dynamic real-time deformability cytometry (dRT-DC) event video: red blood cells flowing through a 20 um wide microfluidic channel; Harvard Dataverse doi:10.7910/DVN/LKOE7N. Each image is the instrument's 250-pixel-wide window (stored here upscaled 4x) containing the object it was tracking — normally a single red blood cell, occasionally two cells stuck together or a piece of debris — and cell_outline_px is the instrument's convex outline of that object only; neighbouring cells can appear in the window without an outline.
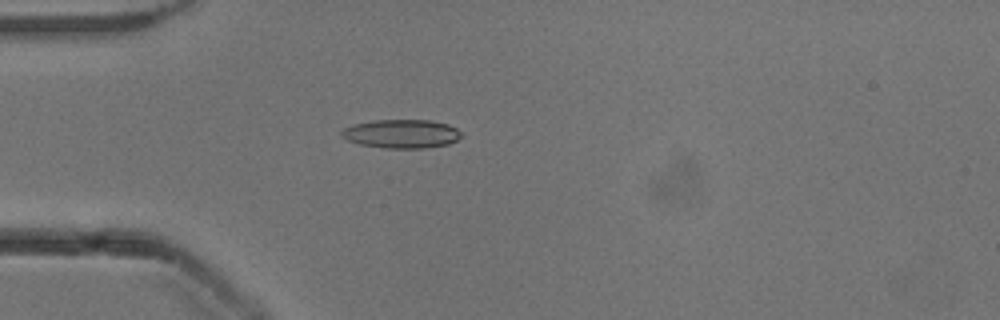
{"species": "common noctule bat (a hibernating species)", "species_latin": "Nyctalus noctula", "temperature_condition": "cold", "stored_images_in_passage": 52, "camera_frame_rate_fps": 3000, "um_per_image_px": 0.085, "animal": {"sex": "male", "body_mass_g": 13.3}, "frame": {"image": 1, "passage_image": 15, "time_ms": 4.667, "image_size_px": [1000, 320], "cell_outline_px": [[464, 136], [448, 144], [424, 148], [384, 148], [360, 144], [348, 140], [340, 136], [340, 132], [344, 128], [352, 124], [376, 120], [432, 120], [448, 124], [456, 128]], "centroid_in_image_um": [34.13, 11.37], "position_along_channel_um": 50.9, "area_um2": 20.11}}
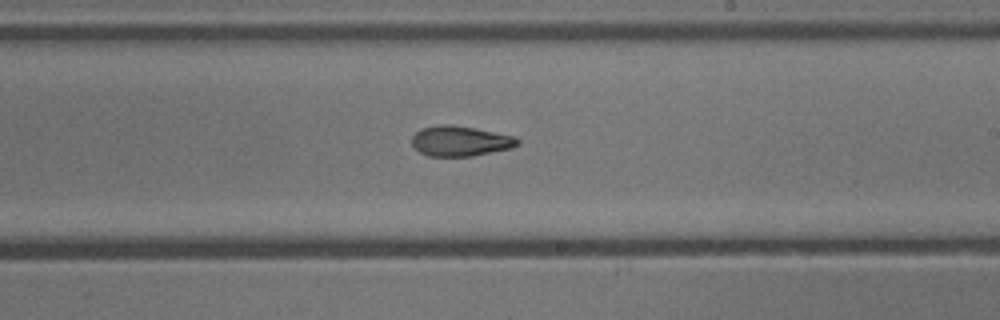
{"frame": {"image": 2, "passage_image": 31, "time_ms": 10.0, "image_size_px": [1000, 320], "cell_outline_px": [[520, 144], [512, 148], [472, 156], [428, 156], [420, 152], [412, 144], [412, 136], [420, 128], [436, 124], [452, 124], [476, 128], [516, 136], [520, 140]], "centroid_in_image_um": [39.14, 11.97], "position_along_channel_um": 249.9, "area_um2": 18.9}}
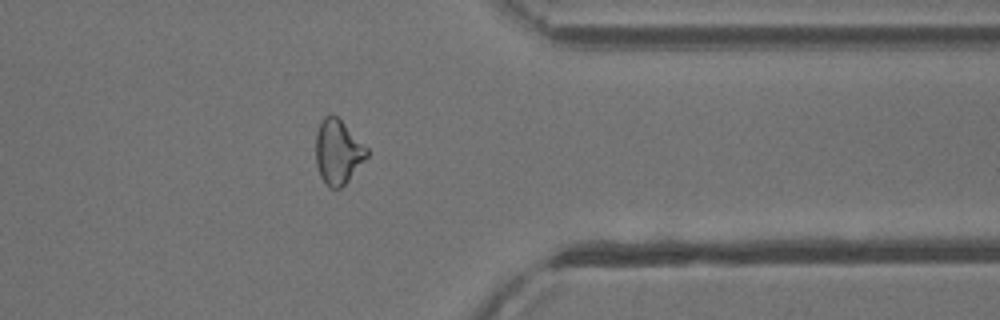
{"frame": {"image": 3, "passage_image": 42, "time_ms": 13.667, "image_size_px": [1000, 320], "cell_outline_px": [[368, 156], [348, 180], [340, 188], [328, 188], [320, 176], [316, 164], [316, 132], [324, 116], [336, 116], [368, 148]], "centroid_in_image_um": [28.71, 12.94], "position_along_channel_um": 382.7, "area_um2": 18.9}, "authors_computed_cell_mechanics": {"area_um2": 19.1318, "velocity_mm_per_s": 3.925, "shape_relaxation_time_tau1_ms": 4.8184, "shape_relaxation_time_tau2_ms": 2.9474, "deformation_change_tau1": 0.1638, "deformation_change_tau2": 0.1112}}